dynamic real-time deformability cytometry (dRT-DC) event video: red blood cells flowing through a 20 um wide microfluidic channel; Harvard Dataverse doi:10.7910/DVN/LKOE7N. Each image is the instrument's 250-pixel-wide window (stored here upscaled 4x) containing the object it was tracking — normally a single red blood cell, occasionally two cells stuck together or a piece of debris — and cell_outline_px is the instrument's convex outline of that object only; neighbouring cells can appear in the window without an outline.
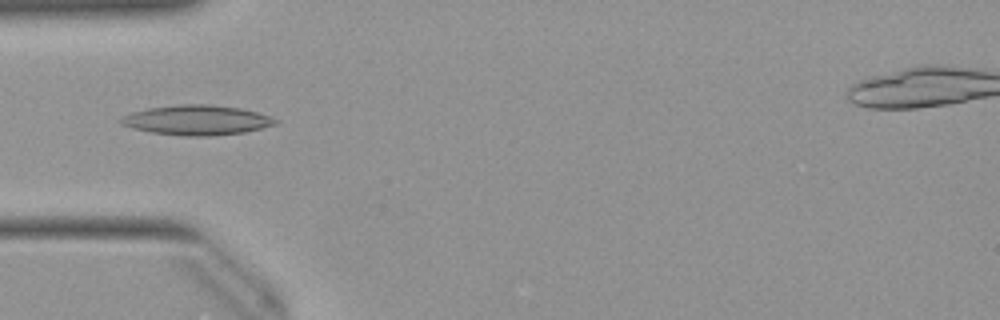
{"species": "Egyptian fruit bat (a non-hibernating species)", "species_latin": "Rousettus aegyptiacus", "temperature_condition": "warm", "stored_images_in_passage": 46, "camera_frame_rate_fps": 3000, "um_per_image_px": 0.085, "animal": {"sex": "female"}, "frame": {"image": 1, "passage_image": 15, "time_ms": 4.667, "image_size_px": [1000, 320], "cell_outline_px": [[280, 124], [244, 132], [212, 136], [180, 136], [152, 132], [132, 128], [120, 124], [116, 120], [132, 112], [148, 108], [180, 104], [208, 104], [240, 108], [256, 112], [280, 120]], "centroid_in_image_um": [16.73, 10.21], "position_along_channel_um": 68.3, "area_um2": 27.05}}
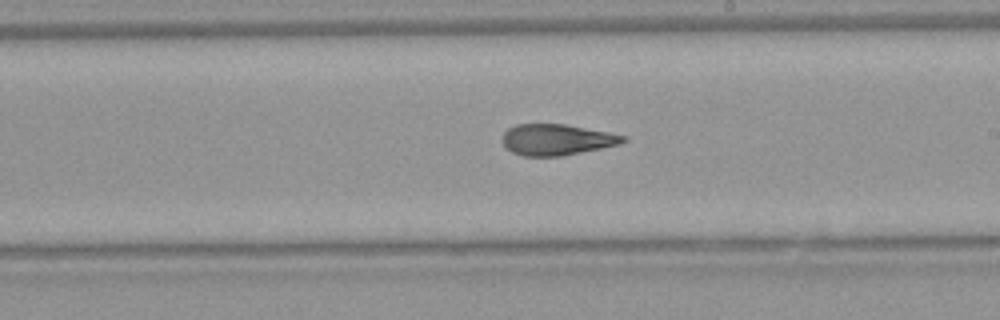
{"frame": {"image": 2, "passage_image": 28, "time_ms": 9.0, "image_size_px": [1000, 320], "cell_outline_px": [[628, 140], [620, 144], [560, 156], [524, 156], [512, 152], [504, 144], [504, 132], [508, 128], [516, 124], [564, 124], [608, 132], [624, 136]], "centroid_in_image_um": [47.32, 11.86], "position_along_channel_um": 241.7, "area_um2": 21.5}}
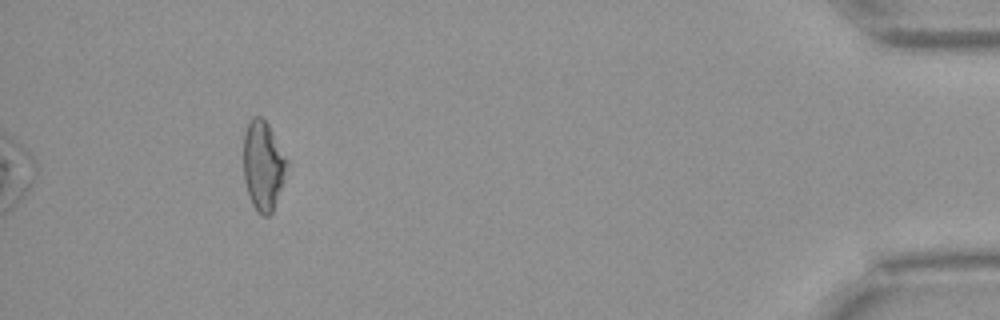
{"frame": {"image": 3, "passage_image": 46, "time_ms": 15.0, "image_size_px": [1000, 320], "cell_outline_px": [[288, 164], [284, 180], [272, 212], [268, 216], [264, 216], [256, 212], [252, 204], [244, 180], [244, 132], [248, 124], [256, 116], [260, 116], [268, 124], [288, 160]], "centroid_in_image_um": [22.37, 14.1], "position_along_channel_um": 412.8, "area_um2": 22.43}, "authors_computed_cell_mechanics": {"area_um2": 24.0737, "velocity_mm_per_s": 3.9918, "shape_relaxation_time_tau1_ms": 10.6562, "shape_relaxation_time_tau2_ms": 2.6296, "deformation_change_tau1": 0.2774, "deformation_change_tau2": 0.1115}}